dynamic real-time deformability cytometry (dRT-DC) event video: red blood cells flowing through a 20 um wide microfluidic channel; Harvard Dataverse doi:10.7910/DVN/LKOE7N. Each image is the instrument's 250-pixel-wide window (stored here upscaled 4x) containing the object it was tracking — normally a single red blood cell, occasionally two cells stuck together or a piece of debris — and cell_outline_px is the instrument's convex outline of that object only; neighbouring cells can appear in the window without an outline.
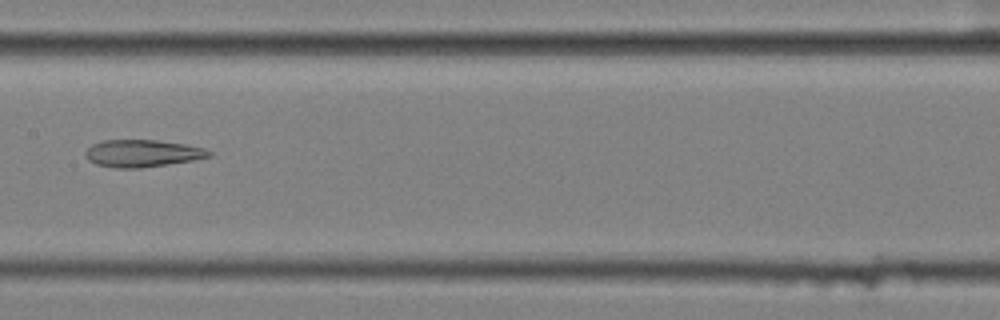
{"species": "common noctule bat (a hibernating species)", "species_latin": "Nyctalus noctula", "temperature_condition": "cold", "stored_images_in_passage": 9, "camera_frame_rate_fps": 3000, "um_per_image_px": 0.085, "animal": {"sex": "female", "body_mass_g": 25.1}, "frame": {"image": 1, "passage_image": 8, "time_ms": 2.333, "image_size_px": [1000, 320], "cell_outline_px": [[212, 156], [192, 160], [168, 164], [140, 168], [112, 168], [96, 164], [88, 160], [84, 152], [92, 144], [104, 140], [156, 140], [184, 144], [204, 148], [212, 152]], "centroid_in_image_um": [12.08, 13.04], "position_along_channel_um": 195.3, "area_um2": 19.59}}
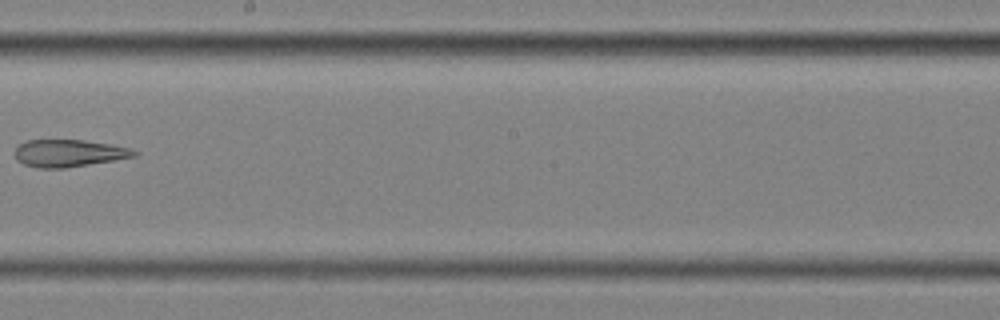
{"frame": {"image": 2, "passage_image": 9, "time_ms": 2.667, "image_size_px": [1000, 320], "cell_outline_px": [[140, 152], [136, 156], [64, 168], [36, 168], [24, 164], [16, 160], [16, 148], [20, 144], [28, 140], [80, 140], [108, 144], [128, 148]], "centroid_in_image_um": [5.82, 13.02], "position_along_channel_um": 242.4, "area_um2": 18.61}}